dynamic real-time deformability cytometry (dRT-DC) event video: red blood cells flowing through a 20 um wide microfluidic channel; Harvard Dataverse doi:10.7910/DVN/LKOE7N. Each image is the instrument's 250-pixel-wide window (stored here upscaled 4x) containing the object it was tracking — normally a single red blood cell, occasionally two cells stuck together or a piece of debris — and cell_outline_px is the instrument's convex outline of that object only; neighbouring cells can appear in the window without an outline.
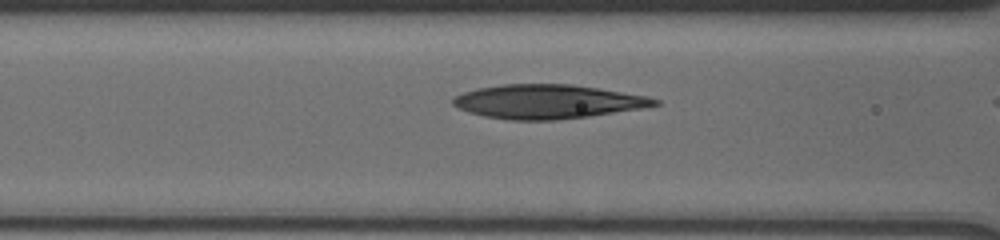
{"species": "human", "species_latin": "Homo sapiens", "temperature_condition": "cold", "stored_images_in_passage": 7, "camera_frame_rate_fps": 3000, "um_per_image_px": 0.085, "donor": {"sex": "male"}, "frame": {"image": 1, "passage_image": 5, "time_ms": 1.667, "image_size_px": [1000, 240], "cell_outline_px": [[660, 104], [640, 108], [588, 116], [556, 120], [512, 120], [484, 116], [468, 112], [452, 104], [452, 100], [456, 96], [464, 92], [476, 88], [504, 84], [572, 84], [648, 96], [660, 100]], "centroid_in_image_um": [46.53, 8.63], "position_along_channel_um": 120.1, "area_um2": 39.71}}